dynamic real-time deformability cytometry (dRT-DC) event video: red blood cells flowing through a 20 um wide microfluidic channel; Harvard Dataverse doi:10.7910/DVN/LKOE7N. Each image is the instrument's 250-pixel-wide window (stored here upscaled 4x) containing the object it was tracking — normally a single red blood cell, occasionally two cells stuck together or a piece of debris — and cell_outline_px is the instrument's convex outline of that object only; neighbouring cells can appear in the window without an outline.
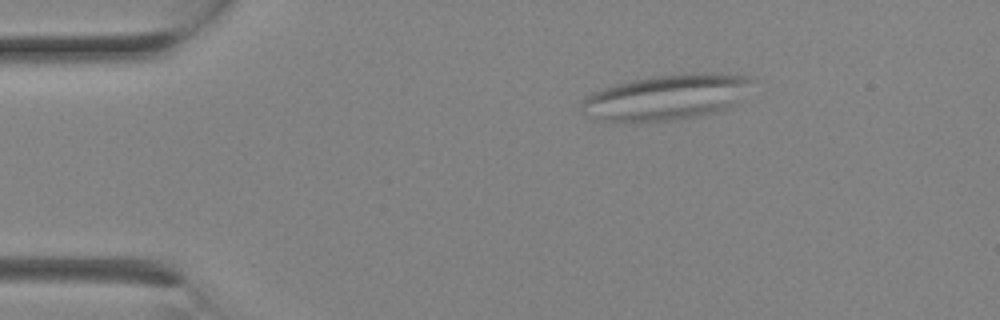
{"species": "Egyptian fruit bat (a non-hibernating species)", "species_latin": "Rousettus aegyptiacus", "temperature_condition": "room temperature", "stored_images_in_passage": 1, "camera_frame_rate_fps": 3000, "um_per_image_px": 0.085, "animal": {"sex": "female"}, "frame": {"image": 1, "passage_image": 1, "time_ms": 0.0, "image_size_px": [1000, 320], "cell_outline_px": [[752, 80], [732, 104], [728, 108], [700, 116], [676, 120], [636, 124], [604, 120], [584, 112], [580, 108], [580, 104], [592, 92], [616, 84], [632, 80], [656, 76], [692, 72], [720, 72], [752, 76]], "centroid_in_image_um": [56.62, 8.27], "position_along_channel_um": 28.4, "area_um2": 45.2}}